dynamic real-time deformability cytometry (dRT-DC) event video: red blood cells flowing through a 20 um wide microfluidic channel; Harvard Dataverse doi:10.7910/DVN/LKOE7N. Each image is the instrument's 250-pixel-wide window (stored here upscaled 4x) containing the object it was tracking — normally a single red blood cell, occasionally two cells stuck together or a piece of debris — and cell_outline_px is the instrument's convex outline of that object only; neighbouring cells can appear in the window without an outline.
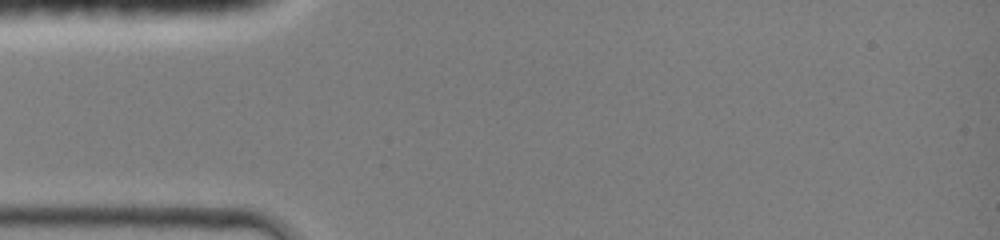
{"species": "common noctule bat (a hibernating species)", "species_latin": "Nyctalus noctula", "temperature_condition": "room temperature", "stored_images_in_passage": 1, "camera_frame_rate_fps": 3000, "um_per_image_px": 0.085, "animal": {"sex": "female", "body_mass_g": 19.0, "forearm_length_mm": 51.5}, "frame": {"image": 1, "passage_image": 1, "time_ms": 0.0, "image_size_px": [1000, 240], "cell_outline_px": [[908, 44], [900, 56], [872, 64], [848, 52], [856, 40], [880, 12], [892, 16], [900, 20], [904, 24]], "centroid_in_image_um": [74.89, 3.4], "position_along_channel_um": 10.1, "area_um2": 14.05}}